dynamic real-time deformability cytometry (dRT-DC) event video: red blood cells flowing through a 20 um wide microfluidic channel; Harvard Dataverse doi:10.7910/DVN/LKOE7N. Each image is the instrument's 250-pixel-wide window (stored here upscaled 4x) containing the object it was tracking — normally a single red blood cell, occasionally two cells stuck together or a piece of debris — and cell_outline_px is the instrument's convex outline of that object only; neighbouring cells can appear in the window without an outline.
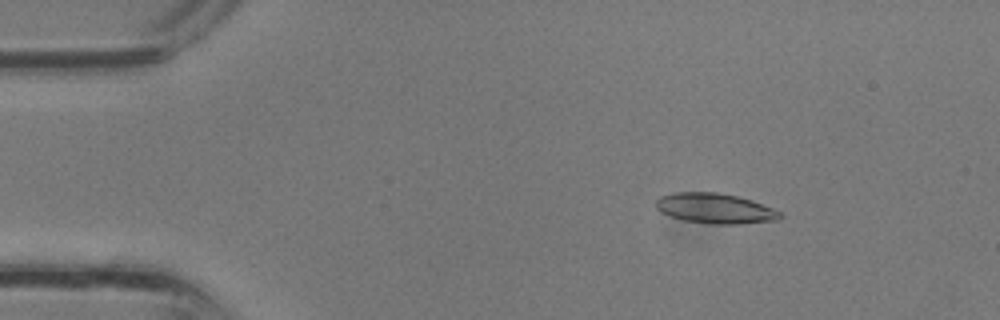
{"species": "common noctule bat (a hibernating species)", "species_latin": "Nyctalus noctula", "temperature_condition": "room temperature", "stored_images_in_passage": 30, "camera_frame_rate_fps": 3000, "um_per_image_px": 0.085, "animal": {"sex": "male", "body_mass_g": 13.3}, "frame": {"image": 1, "passage_image": 1, "time_ms": 0.0, "image_size_px": [1000, 320], "cell_outline_px": [[780, 220], [740, 224], [708, 224], [684, 220], [660, 212], [656, 208], [656, 200], [660, 196], [672, 192], [716, 192], [736, 196], [752, 200], [772, 208], [780, 212]], "centroid_in_image_um": [60.76, 17.71], "position_along_channel_um": 24.2, "area_um2": 21.85}}
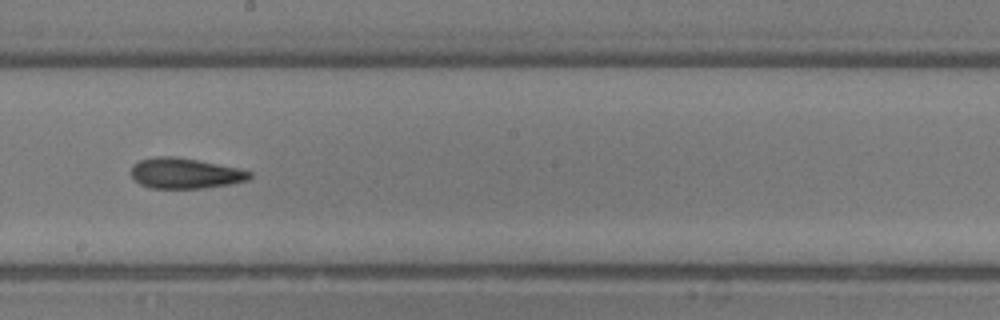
{"frame": {"image": 2, "passage_image": 15, "time_ms": 4.667, "image_size_px": [1000, 320], "cell_outline_px": [[252, 176], [248, 180], [232, 184], [204, 188], [148, 188], [140, 184], [132, 176], [132, 164], [140, 160], [156, 156], [176, 156], [240, 168], [252, 172]], "centroid_in_image_um": [15.76, 14.73], "position_along_channel_um": 232.4, "area_um2": 21.21}}
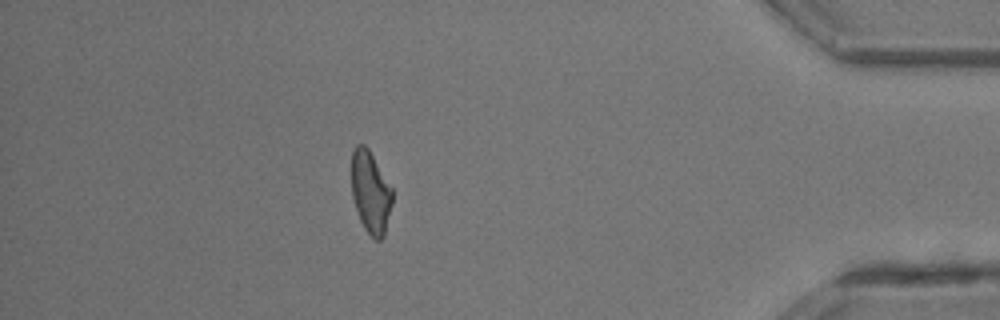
{"frame": {"image": 3, "passage_image": 26, "time_ms": 8.333, "image_size_px": [1000, 320], "cell_outline_px": [[392, 204], [384, 236], [380, 240], [376, 240], [364, 228], [360, 220], [352, 196], [352, 152], [356, 144], [364, 144], [368, 148], [392, 188]], "centroid_in_image_um": [31.5, 16.33], "position_along_channel_um": 403.7, "area_um2": 19.36}}